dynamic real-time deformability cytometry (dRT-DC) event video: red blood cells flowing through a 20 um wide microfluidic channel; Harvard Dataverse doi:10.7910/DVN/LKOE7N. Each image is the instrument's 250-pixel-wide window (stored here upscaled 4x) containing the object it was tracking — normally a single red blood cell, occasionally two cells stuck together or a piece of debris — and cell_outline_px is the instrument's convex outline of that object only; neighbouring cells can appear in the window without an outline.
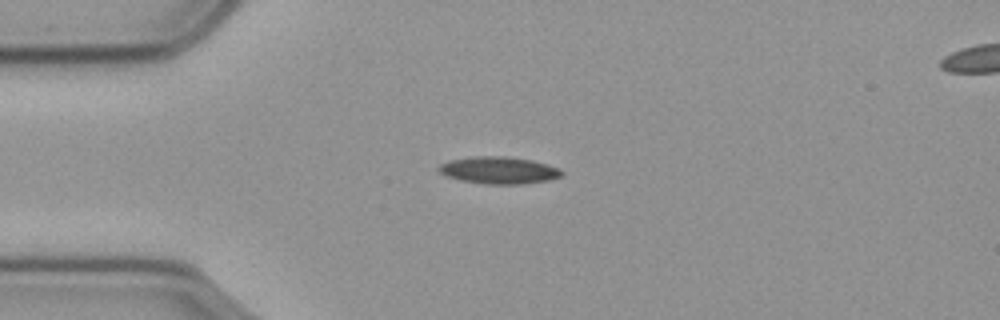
{"species": "common noctule bat (a hibernating species)", "species_latin": "Nyctalus noctula", "temperature_condition": "cold", "stored_images_in_passage": 51, "camera_frame_rate_fps": 3000, "um_per_image_px": 0.085, "animal": {"sex": "male", "body_mass_g": 23.1, "forearm_length_mm": 52.7}, "frame": {"image": 1, "passage_image": 13, "time_ms": 4.0, "image_size_px": [1000, 320], "cell_outline_px": [[564, 172], [560, 176], [548, 180], [524, 184], [484, 184], [460, 180], [448, 176], [440, 172], [436, 168], [440, 164], [448, 160], [472, 156], [504, 156], [532, 160], [548, 164], [560, 168]], "centroid_in_image_um": [42.39, 14.46], "position_along_channel_um": 42.6, "area_um2": 19.54}}
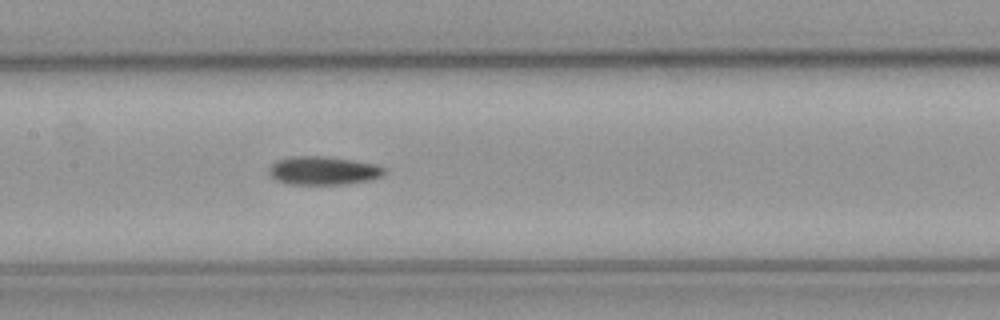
{"frame": {"image": 2, "passage_image": 26, "time_ms": 8.333, "image_size_px": [1000, 320], "cell_outline_px": [[384, 172], [380, 176], [364, 180], [344, 184], [288, 184], [276, 180], [268, 172], [268, 168], [276, 160], [292, 156], [320, 156], [352, 160], [376, 164], [384, 168]], "centroid_in_image_um": [27.4, 14.49], "position_along_channel_um": 180.0, "area_um2": 18.79}}
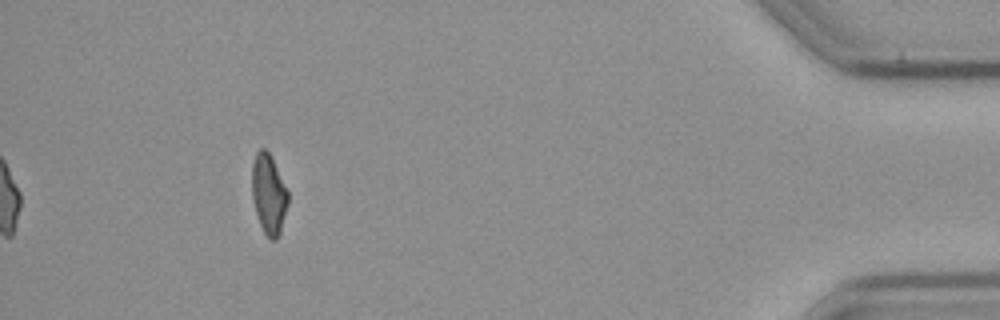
{"frame": {"image": 3, "passage_image": 51, "time_ms": 16.667, "image_size_px": [1000, 320], "cell_outline_px": [[288, 204], [280, 232], [276, 240], [272, 240], [264, 232], [260, 224], [252, 200], [252, 164], [256, 152], [260, 148], [264, 148], [272, 156], [288, 192]], "centroid_in_image_um": [22.84, 16.47], "position_along_channel_um": 412.4, "area_um2": 16.76}, "authors_computed_cell_mechanics": {"area_um2": 18.0336, "velocity_mm_per_s": 3.6092, "shape_relaxation_time_tau1_ms": null, "shape_relaxation_time_tau2_ms": 7.8921, "deformation_change_tau1": null, "deformation_change_tau2": 0.1522}}